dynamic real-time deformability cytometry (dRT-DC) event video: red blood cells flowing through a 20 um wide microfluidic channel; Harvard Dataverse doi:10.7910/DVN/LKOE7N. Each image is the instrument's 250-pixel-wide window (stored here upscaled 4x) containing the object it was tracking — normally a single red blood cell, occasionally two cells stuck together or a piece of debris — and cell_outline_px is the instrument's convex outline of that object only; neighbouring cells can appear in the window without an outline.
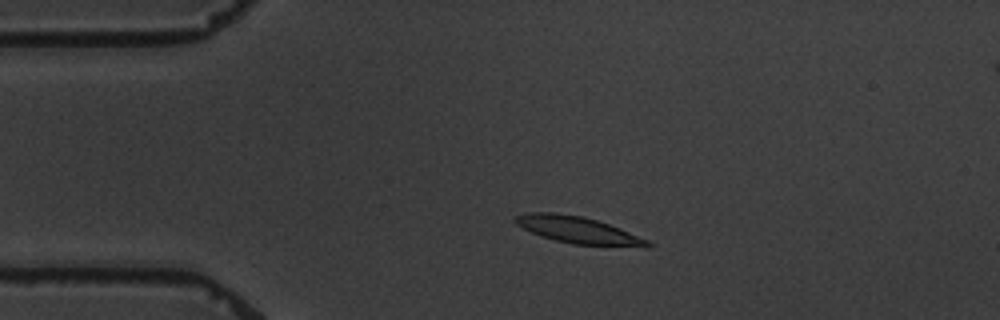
{"species": "common noctule bat (a hibernating species)", "species_latin": "Nyctalus noctula", "temperature_condition": "warm", "stored_images_in_passage": 5, "segment_of_instrument_passage": [1, 2], "camera_frame_rate_fps": 3000, "um_per_image_px": 0.085, "animal": {"sex": "male", "body_mass_g": 19.5, "forearm_length_mm": 54.6}, "frame": {"image": 1, "passage_image": 3, "time_ms": 2.333, "image_size_px": [1000, 320], "cell_outline_px": [[652, 244], [648, 248], [644, 248], [572, 244], [540, 236], [516, 224], [512, 220], [516, 216], [528, 212], [556, 212], [584, 216], [620, 228], [648, 240]], "centroid_in_image_um": [49.17, 19.56], "position_along_channel_um": 35.8, "area_um2": 20.92}}